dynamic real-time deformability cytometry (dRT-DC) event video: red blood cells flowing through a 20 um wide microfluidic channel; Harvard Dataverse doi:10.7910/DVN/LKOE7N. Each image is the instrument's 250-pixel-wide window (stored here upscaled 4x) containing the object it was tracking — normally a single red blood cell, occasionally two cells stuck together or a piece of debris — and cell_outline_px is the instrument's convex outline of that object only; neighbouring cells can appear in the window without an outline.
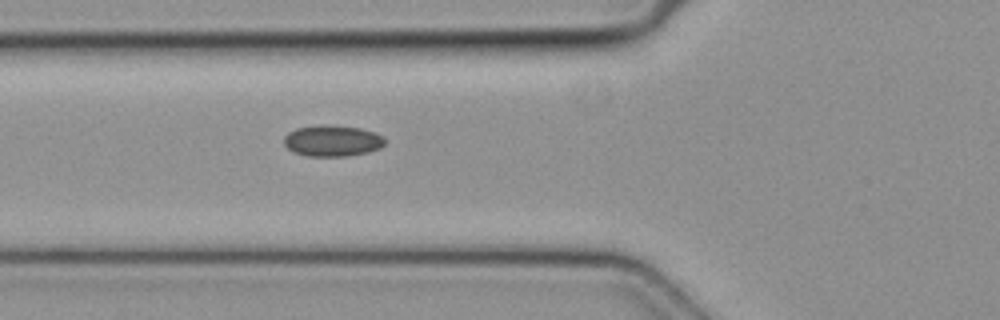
{"species": "common noctule bat (a hibernating species)", "species_latin": "Nyctalus noctula", "temperature_condition": "cold", "stored_images_in_passage": 2, "camera_frame_rate_fps": 3000, "um_per_image_px": 0.085, "animal": {"sex": "female", "body_mass_g": 19.3, "forearm_length_mm": 54.1}, "frame": {"image": 1, "passage_image": 2, "time_ms": 0.333, "image_size_px": [1000, 320], "cell_outline_px": [[384, 144], [380, 148], [368, 152], [348, 156], [308, 156], [296, 152], [288, 148], [284, 144], [284, 136], [288, 132], [296, 128], [360, 128], [376, 132], [384, 136]], "centroid_in_image_um": [28.29, 12.02], "position_along_channel_um": 97.5, "area_um2": 17.46}}